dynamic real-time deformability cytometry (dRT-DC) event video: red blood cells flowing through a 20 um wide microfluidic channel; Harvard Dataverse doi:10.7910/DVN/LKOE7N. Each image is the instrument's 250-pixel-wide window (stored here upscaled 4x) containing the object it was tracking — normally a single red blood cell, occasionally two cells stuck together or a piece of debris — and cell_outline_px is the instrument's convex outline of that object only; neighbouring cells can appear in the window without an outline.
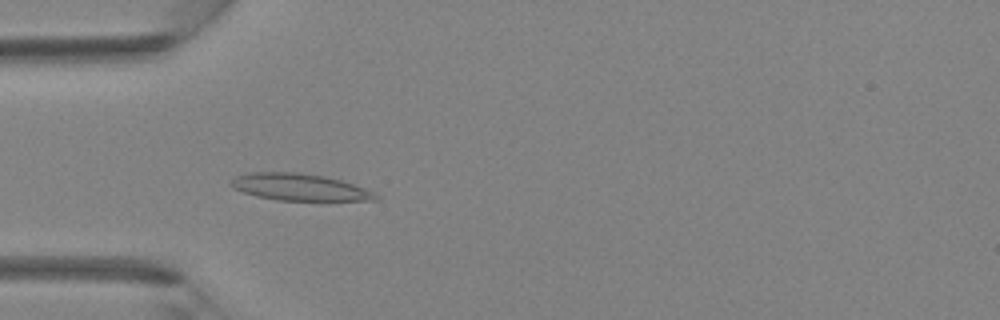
{"species": "Egyptian fruit bat (a non-hibernating species)", "species_latin": "Rousettus aegyptiacus", "temperature_condition": "room temperature", "stored_images_in_passage": 31, "camera_frame_rate_fps": 3000, "um_per_image_px": 0.085, "animal": {"sex": "female"}, "frame": {"image": 1, "passage_image": 2, "time_ms": 0.333, "image_size_px": [1000, 320], "cell_outline_px": [[380, 200], [276, 200], [256, 196], [232, 188], [228, 184], [236, 176], [252, 172], [296, 172], [324, 176], [340, 180], [376, 192], [380, 196]], "centroid_in_image_um": [25.46, 15.91], "position_along_channel_um": 59.5, "area_um2": 22.6}}
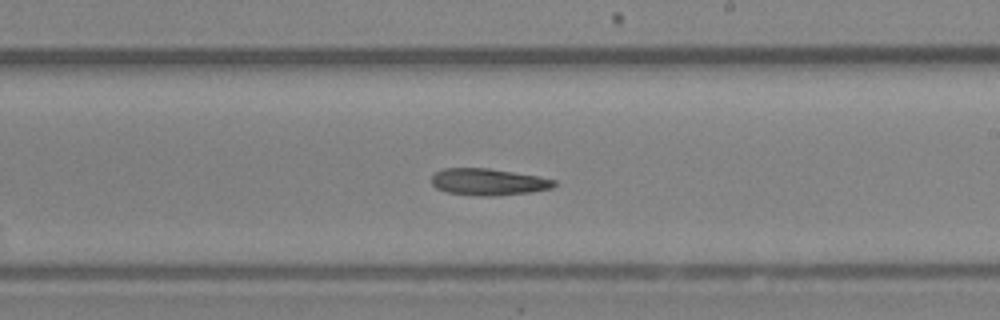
{"frame": {"image": 2, "passage_image": 14, "time_ms": 4.333, "image_size_px": [1000, 320], "cell_outline_px": [[556, 184], [552, 188], [528, 192], [496, 196], [476, 196], [448, 192], [436, 188], [432, 184], [432, 172], [440, 168], [488, 168], [536, 176], [556, 180]], "centroid_in_image_um": [41.44, 15.46], "position_along_channel_um": 247.6, "area_um2": 19.13}}
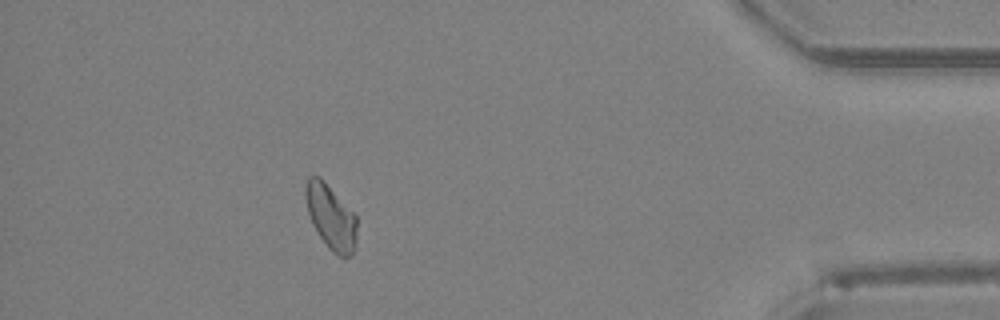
{"frame": {"image": 3, "passage_image": 27, "time_ms": 8.667, "image_size_px": [1000, 320], "cell_outline_px": [[356, 248], [352, 256], [340, 256], [332, 252], [328, 248], [316, 232], [312, 224], [308, 212], [304, 196], [304, 188], [308, 176], [320, 176], [324, 180], [356, 216]], "centroid_in_image_um": [28.1, 18.45], "position_along_channel_um": 407.1, "area_um2": 19.54}}